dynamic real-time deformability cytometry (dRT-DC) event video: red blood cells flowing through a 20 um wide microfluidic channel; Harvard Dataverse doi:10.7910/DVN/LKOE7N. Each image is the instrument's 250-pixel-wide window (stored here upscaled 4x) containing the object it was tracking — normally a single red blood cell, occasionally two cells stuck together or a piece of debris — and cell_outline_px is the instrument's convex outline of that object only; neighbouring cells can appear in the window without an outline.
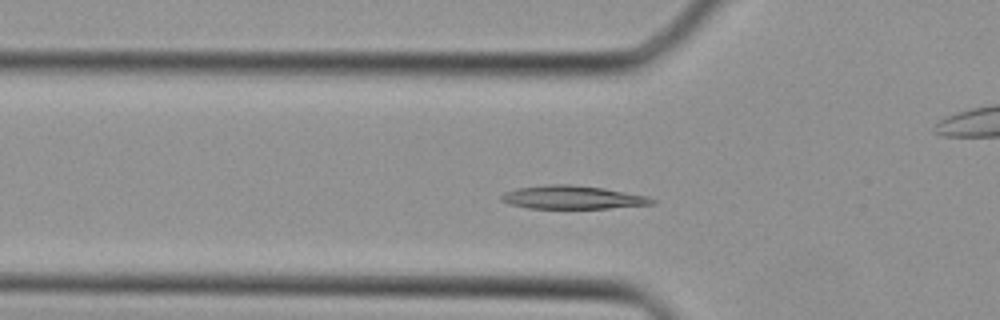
{"species": "Egyptian fruit bat (a non-hibernating species)", "species_latin": "Rousettus aegyptiacus", "temperature_condition": "cold", "stored_images_in_passage": 37, "camera_frame_rate_fps": 3000, "um_per_image_px": 0.085, "animal": {"sex": "female"}, "frame": {"image": 1, "passage_image": 10, "time_ms": 3.0, "image_size_px": [1000, 320], "cell_outline_px": [[656, 204], [608, 208], [528, 208], [508, 204], [500, 200], [500, 196], [504, 192], [516, 188], [544, 184], [572, 184], [604, 188], [648, 196], [656, 200]], "centroid_in_image_um": [48.64, 16.77], "position_along_channel_um": 77.2, "area_um2": 20.69}}
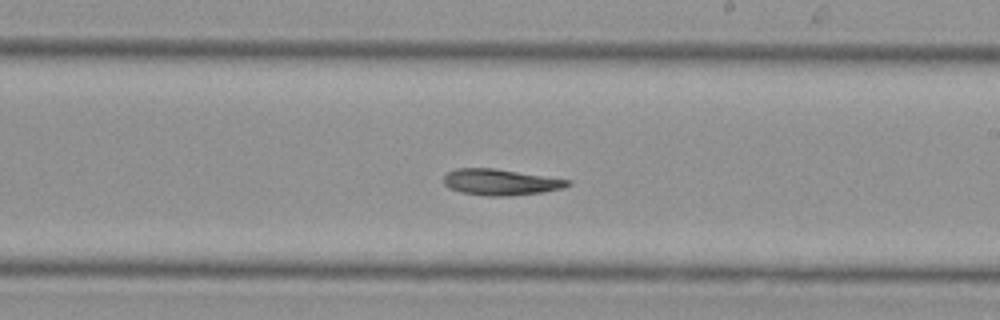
{"frame": {"image": 2, "passage_image": 20, "time_ms": 6.333, "image_size_px": [1000, 320], "cell_outline_px": [[572, 184], [564, 188], [544, 192], [512, 196], [488, 196], [460, 192], [448, 188], [444, 184], [444, 176], [448, 172], [456, 168], [496, 168], [572, 180]], "centroid_in_image_um": [42.58, 15.48], "position_along_channel_um": 246.4, "area_um2": 19.19}}
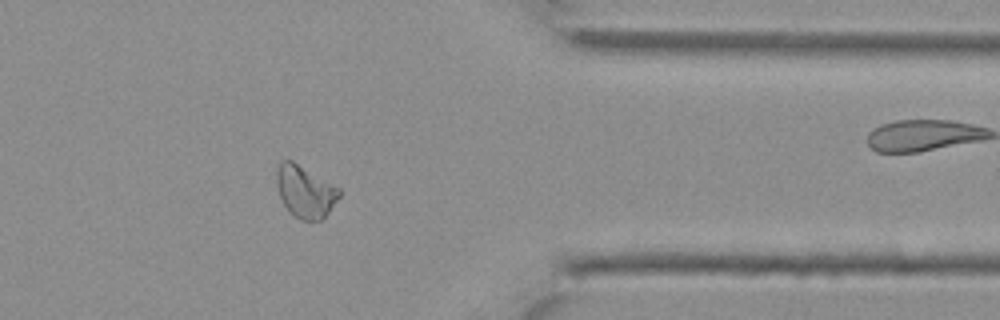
{"frame": {"image": 3, "passage_image": 29, "time_ms": 9.333, "image_size_px": [1000, 320], "cell_outline_px": [[340, 196], [328, 212], [320, 220], [300, 220], [284, 204], [280, 196], [276, 184], [276, 168], [280, 160], [292, 160], [340, 188]], "centroid_in_image_um": [25.92, 16.24], "position_along_channel_um": 385.5, "area_um2": 18.79}}